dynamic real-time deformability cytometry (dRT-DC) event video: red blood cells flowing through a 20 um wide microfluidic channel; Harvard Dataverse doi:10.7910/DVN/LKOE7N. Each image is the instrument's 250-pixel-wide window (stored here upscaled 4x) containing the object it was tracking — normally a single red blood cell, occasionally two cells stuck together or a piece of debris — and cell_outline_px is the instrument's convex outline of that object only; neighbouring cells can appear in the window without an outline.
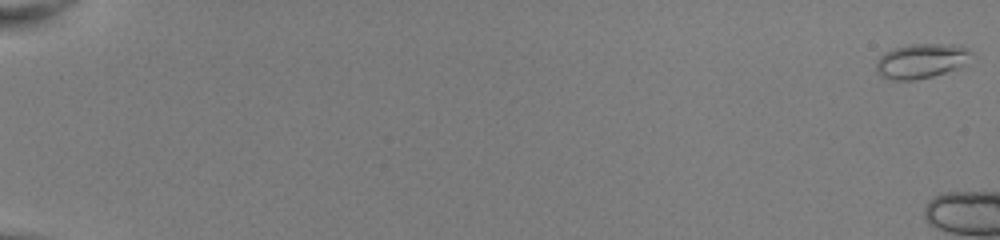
{"species": "common noctule bat (a hibernating species)", "species_latin": "Nyctalus noctula", "temperature_condition": "room temperature", "stored_images_in_passage": 8, "camera_frame_rate_fps": 3000, "um_per_image_px": 0.085, "animal": {"sex": "female", "body_mass_g": 22.0, "forearm_length_mm": 56.7}, "frame": {"image": 1, "passage_image": 1, "time_ms": 0.0, "image_size_px": [1000, 240], "cell_outline_px": [[972, 52], [964, 64], [960, 68], [932, 76], [916, 80], [892, 80], [880, 76], [876, 72], [876, 64], [880, 56], [884, 52], [892, 48], [908, 44], [964, 44]], "centroid_in_image_um": [78.3, 5.17], "position_along_channel_um": 6.7, "area_um2": 19.54}}